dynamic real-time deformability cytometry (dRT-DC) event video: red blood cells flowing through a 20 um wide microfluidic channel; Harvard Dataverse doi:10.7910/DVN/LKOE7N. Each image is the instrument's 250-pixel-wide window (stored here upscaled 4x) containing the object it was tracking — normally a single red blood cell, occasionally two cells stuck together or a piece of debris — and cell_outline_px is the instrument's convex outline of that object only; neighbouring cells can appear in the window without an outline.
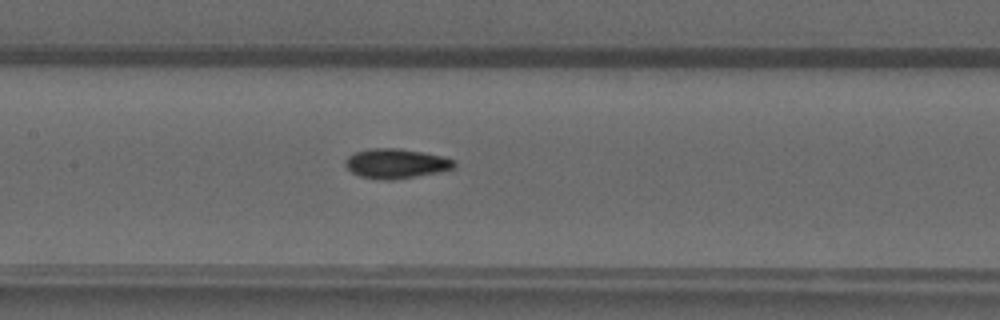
{"species": "common noctule bat (a hibernating species)", "species_latin": "Nyctalus noctula", "temperature_condition": "warm", "stored_images_in_passage": 25, "camera_frame_rate_fps": 3000, "um_per_image_px": 0.085, "animal": {"sex": "male", "forearm_length_mm": 52.5}, "frame": {"image": 1, "passage_image": 24, "time_ms": 7.667, "image_size_px": [1000, 320], "cell_outline_px": [[456, 168], [440, 172], [392, 180], [388, 180], [360, 176], [352, 172], [344, 164], [344, 160], [348, 156], [356, 152], [368, 148], [400, 148], [424, 152], [444, 156], [456, 160]], "centroid_in_image_um": [33.71, 13.88], "position_along_channel_um": 173.7, "area_um2": 19.02}}